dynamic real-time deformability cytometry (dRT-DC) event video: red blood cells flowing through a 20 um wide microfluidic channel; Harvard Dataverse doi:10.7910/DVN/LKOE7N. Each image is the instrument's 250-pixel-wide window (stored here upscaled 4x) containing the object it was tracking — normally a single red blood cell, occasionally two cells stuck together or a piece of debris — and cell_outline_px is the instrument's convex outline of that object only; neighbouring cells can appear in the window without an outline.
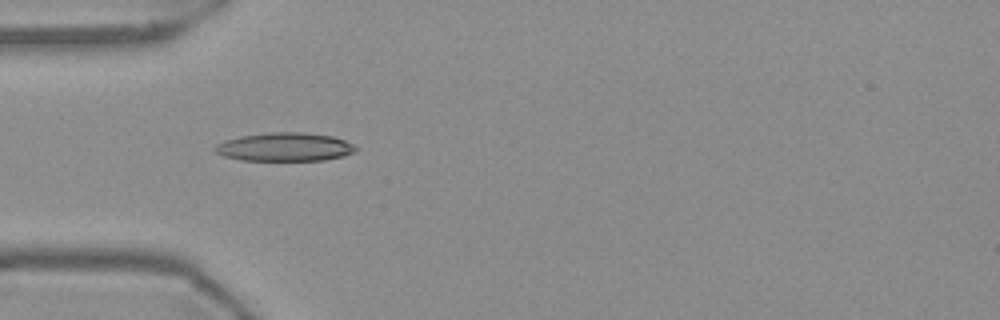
{"species": "Egyptian fruit bat (a non-hibernating species)", "species_latin": "Rousettus aegyptiacus", "temperature_condition": "warm", "stored_images_in_passage": 39, "camera_frame_rate_fps": 3000, "um_per_image_px": 0.085, "frame": {"image": 1, "passage_image": 1, "time_ms": 0.0, "image_size_px": [1000, 320], "cell_outline_px": [[356, 148], [352, 152], [344, 156], [324, 160], [240, 160], [224, 156], [216, 152], [212, 148], [216, 144], [224, 140], [240, 136], [268, 132], [300, 132], [332, 136], [344, 140], [352, 144]], "centroid_in_image_um": [24.15, 12.49], "position_along_channel_um": 60.9, "area_um2": 23.29}}
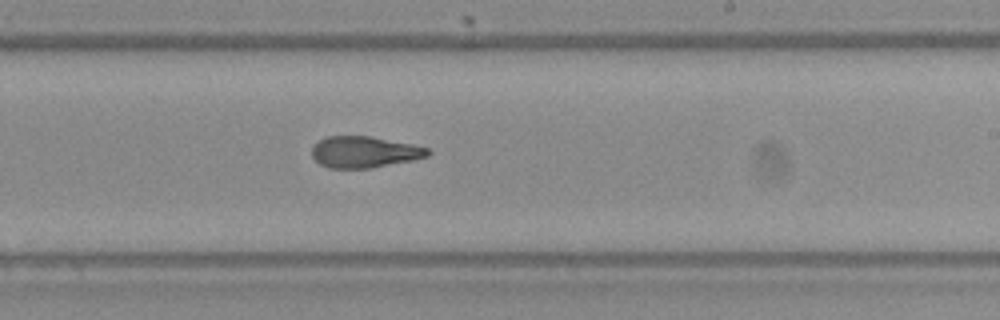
{"frame": {"image": 2, "passage_image": 17, "time_ms": 5.333, "image_size_px": [1000, 320], "cell_outline_px": [[432, 152], [428, 156], [412, 160], [372, 168], [328, 168], [320, 164], [312, 156], [312, 148], [324, 136], [368, 136], [412, 144], [428, 148]], "centroid_in_image_um": [30.97, 12.92], "position_along_channel_um": 258.0, "area_um2": 21.1}}
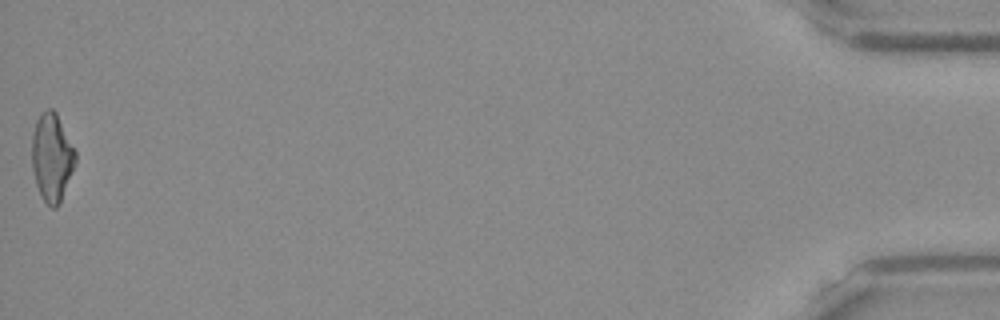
{"frame": {"image": 3, "passage_image": 39, "time_ms": 12.667, "image_size_px": [1000, 320], "cell_outline_px": [[76, 164], [60, 204], [56, 208], [52, 208], [44, 200], [36, 184], [32, 168], [32, 132], [36, 120], [40, 112], [48, 108], [52, 108], [56, 112], [76, 152]], "centroid_in_image_um": [4.41, 13.36], "position_along_channel_um": 430.8, "area_um2": 22.48}, "authors_computed_cell_mechanics": {"area_um2": 21.964, "velocity_mm_per_s": 3.7167, "shape_relaxation_time_tau1_ms": null, "shape_relaxation_time_tau2_ms": 2.916, "deformation_change_tau1": null, "deformation_change_tau2": 0.1142}}